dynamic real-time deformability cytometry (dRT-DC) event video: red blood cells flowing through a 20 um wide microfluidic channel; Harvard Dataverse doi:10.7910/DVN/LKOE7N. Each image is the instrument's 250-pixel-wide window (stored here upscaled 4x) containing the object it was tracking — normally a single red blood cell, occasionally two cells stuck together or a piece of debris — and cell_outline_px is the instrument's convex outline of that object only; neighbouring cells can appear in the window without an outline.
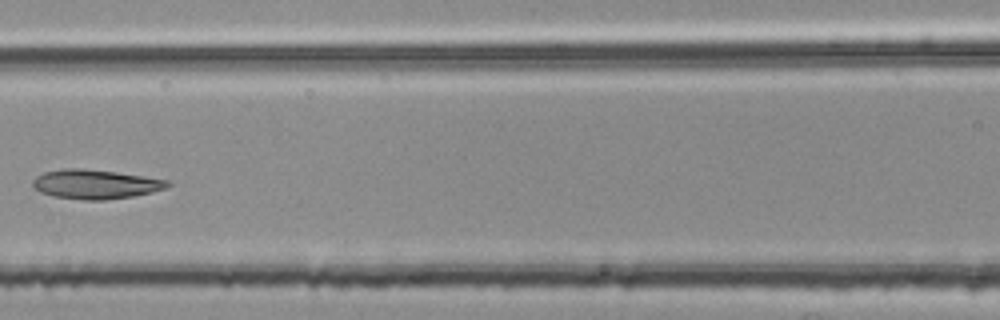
{"species": "common noctule bat (a hibernating species)", "species_latin": "Nyctalus noctula", "temperature_condition": "room temperature", "stored_images_in_passage": 5, "camera_frame_rate_fps": 3000, "um_per_image_px": 0.085, "animal": {"sex": "female", "body_mass_g": 25.1}, "frame": {"image": 1, "passage_image": 5, "time_ms": 1.333, "image_size_px": [1000, 320], "cell_outline_px": [[172, 184], [164, 188], [152, 192], [132, 196], [104, 200], [80, 200], [52, 196], [40, 192], [32, 184], [32, 180], [36, 176], [44, 172], [64, 168], [80, 168], [116, 172], [168, 180]], "centroid_in_image_um": [8.08, 15.66], "position_along_channel_um": 158.5, "area_um2": 22.95}}